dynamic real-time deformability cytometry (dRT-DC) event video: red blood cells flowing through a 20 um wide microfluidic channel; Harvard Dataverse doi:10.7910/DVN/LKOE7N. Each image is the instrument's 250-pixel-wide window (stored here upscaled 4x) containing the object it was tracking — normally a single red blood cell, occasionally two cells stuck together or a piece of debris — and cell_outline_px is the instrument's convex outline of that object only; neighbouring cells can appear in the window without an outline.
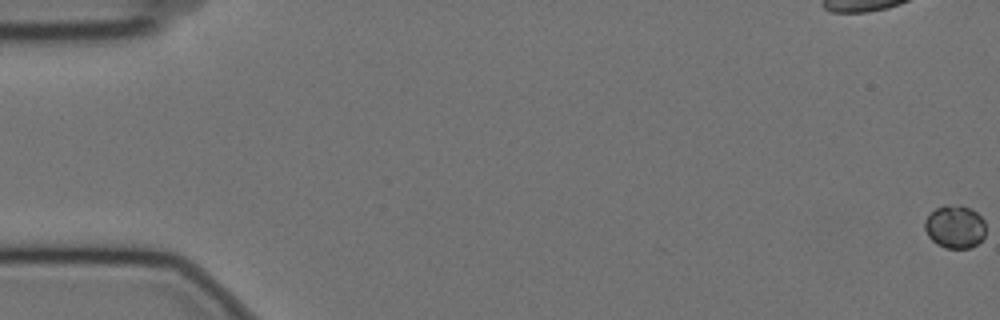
{"species": "Egyptian fruit bat (a non-hibernating species)", "species_latin": "Rousettus aegyptiacus", "temperature_condition": "cold", "stored_images_in_passage": 59, "camera_frame_rate_fps": 3000, "um_per_image_px": 0.085, "animal": {"sex": "female"}, "frame": {"image": 1, "passage_image": 1, "time_ms": 0.0, "image_size_px": [1000, 320], "cell_outline_px": [[984, 236], [972, 248], [944, 248], [936, 244], [928, 236], [924, 228], [924, 220], [936, 208], [944, 204], [960, 204], [972, 208], [984, 220]], "centroid_in_image_um": [81.15, 19.25], "position_along_channel_um": 3.8, "area_um2": 15.49}}
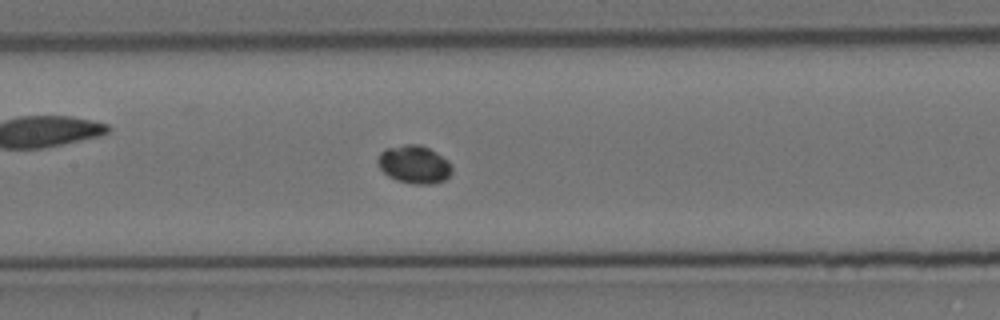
{"frame": {"image": 2, "passage_image": 29, "time_ms": 9.333, "image_size_px": [1000, 320], "cell_outline_px": [[452, 172], [444, 180], [432, 184], [416, 184], [396, 180], [388, 176], [380, 168], [376, 160], [380, 152], [384, 148], [404, 144], [420, 144], [436, 152], [448, 160], [452, 164]], "centroid_in_image_um": [35.2, 13.96], "position_along_channel_um": 172.2, "area_um2": 16.59}}
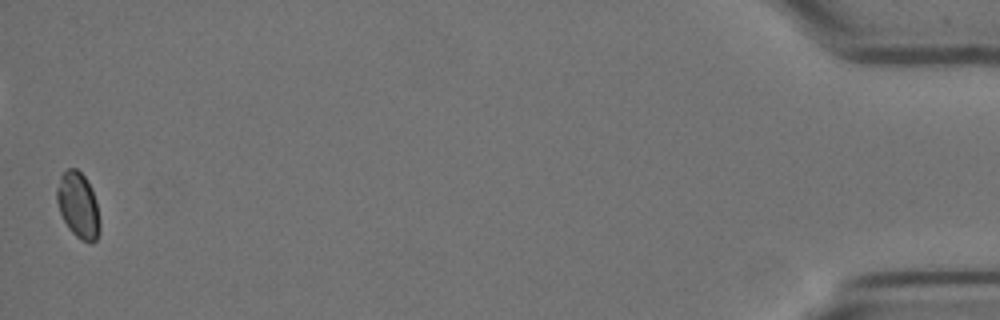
{"frame": {"image": 3, "passage_image": 59, "time_ms": 19.333, "image_size_px": [1000, 320], "cell_outline_px": [[100, 228], [96, 240], [92, 244], [88, 244], [80, 240], [68, 228], [60, 212], [56, 200], [56, 188], [60, 176], [68, 168], [76, 168], [84, 176], [92, 188], [96, 200], [100, 220]], "centroid_in_image_um": [6.66, 17.47], "position_along_channel_um": 428.5, "area_um2": 16.7}, "authors_computed_cell_mechanics": {"area_um2": 15.7794, "velocity_mm_per_s": 3.4987, "shape_relaxation_time_tau1_ms": 2.6873, "shape_relaxation_time_tau2_ms": null, "deformation_change_tau1": null, "deformation_change_tau2": null}}